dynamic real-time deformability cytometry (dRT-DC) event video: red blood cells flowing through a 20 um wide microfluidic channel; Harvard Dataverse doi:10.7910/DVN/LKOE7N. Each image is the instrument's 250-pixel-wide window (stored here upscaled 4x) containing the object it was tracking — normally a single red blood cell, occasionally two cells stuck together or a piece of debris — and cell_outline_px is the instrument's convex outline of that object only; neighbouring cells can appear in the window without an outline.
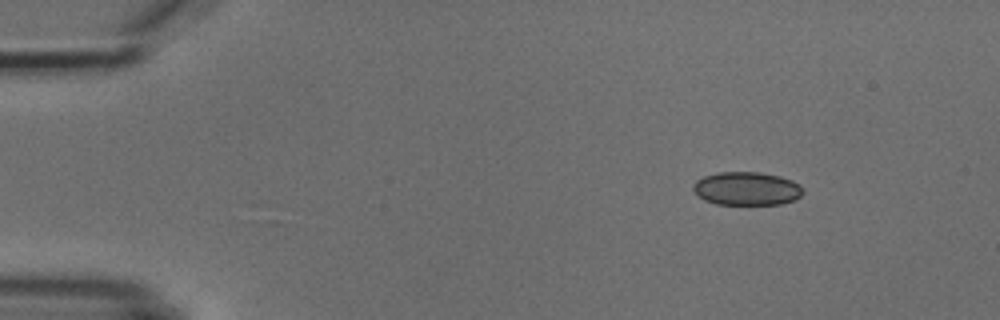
{"species": "common noctule bat (a hibernating species)", "species_latin": "Nyctalus noctula", "temperature_condition": "cold", "stored_images_in_passage": 3, "camera_frame_rate_fps": 3000, "um_per_image_px": 0.085, "animal": {"sex": "male", "body_mass_g": 18.8}, "frame": {"image": 1, "passage_image": 1, "time_ms": 0.0, "image_size_px": [1000, 320], "cell_outline_px": [[804, 192], [796, 200], [780, 204], [716, 204], [704, 200], [692, 188], [692, 184], [696, 180], [704, 176], [716, 172], [760, 172], [780, 176], [792, 180], [804, 188]], "centroid_in_image_um": [63.49, 16.02], "position_along_channel_um": 21.5, "area_um2": 21.5}}
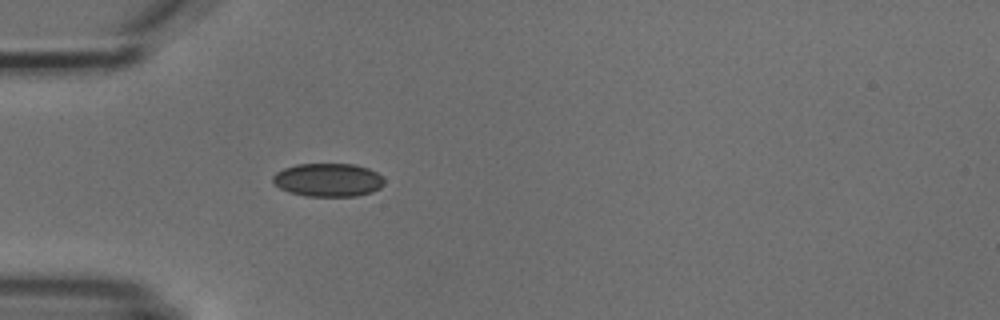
{"frame": {"image": 2, "passage_image": 3, "time_ms": 3.0, "image_size_px": [1000, 320], "cell_outline_px": [[384, 184], [380, 188], [372, 192], [356, 196], [304, 196], [288, 192], [280, 188], [272, 180], [272, 176], [276, 172], [284, 168], [296, 164], [356, 164], [368, 168], [376, 172], [384, 180]], "centroid_in_image_um": [27.88, 15.29], "position_along_channel_um": 57.1, "area_um2": 21.73}}